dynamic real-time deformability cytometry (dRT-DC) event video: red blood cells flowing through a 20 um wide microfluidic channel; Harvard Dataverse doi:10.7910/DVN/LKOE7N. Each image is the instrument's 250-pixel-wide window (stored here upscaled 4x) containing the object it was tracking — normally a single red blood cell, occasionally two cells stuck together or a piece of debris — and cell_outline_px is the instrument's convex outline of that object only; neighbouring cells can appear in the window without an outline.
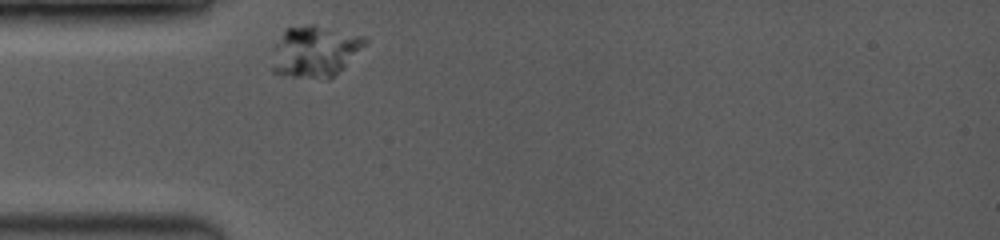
{"species": "common noctule bat (a hibernating species)", "species_latin": "Nyctalus noctula", "temperature_condition": "room temperature", "stored_images_in_passage": 33, "camera_frame_rate_fps": 3500, "um_per_image_px": 0.085, "animal": {"sex": "female", "body_mass_g": 19.0, "forearm_length_mm": 53.3}, "frame": {"image": 1, "passage_image": 1, "time_ms": 0.0, "image_size_px": [1000, 240], "cell_outline_px": [[368, 44], [328, 80], [292, 76], [272, 72], [272, 44], [288, 28], [308, 24], [312, 24], [368, 36]], "centroid_in_image_um": [26.77, 4.35], "position_along_channel_um": 58.2, "area_um2": 28.15}}
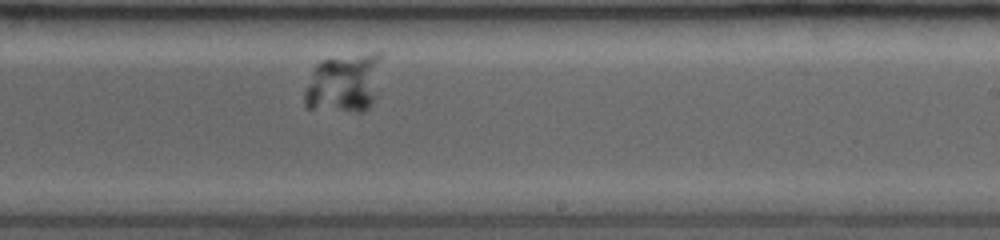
{"frame": {"image": 2, "passage_image": 19, "time_ms": 5.429, "image_size_px": [1000, 240], "cell_outline_px": [[384, 56], [376, 96], [372, 104], [368, 108], [360, 112], [356, 112], [304, 108], [304, 92], [312, 68], [320, 60], [372, 52], [384, 52]], "centroid_in_image_um": [29.28, 7.04], "position_along_channel_um": 259.7, "area_um2": 27.4}}
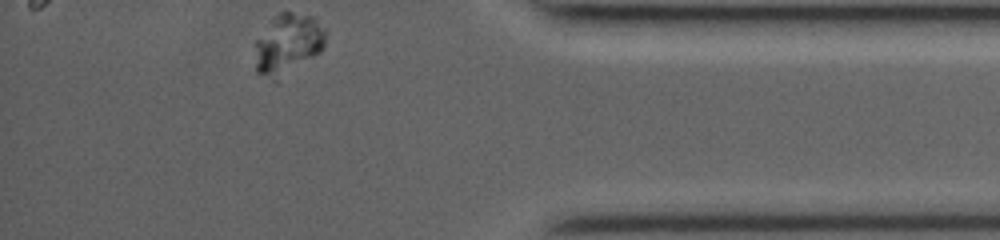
{"frame": {"image": 3, "passage_image": 33, "time_ms": 9.714, "image_size_px": [1000, 240], "cell_outline_px": [[328, 32], [324, 44], [320, 52], [276, 84], [256, 72], [256, 40], [272, 20], [280, 12], [292, 12], [316, 16]], "centroid_in_image_um": [24.51, 3.79], "position_along_channel_um": 410.7, "area_um2": 25.43}}